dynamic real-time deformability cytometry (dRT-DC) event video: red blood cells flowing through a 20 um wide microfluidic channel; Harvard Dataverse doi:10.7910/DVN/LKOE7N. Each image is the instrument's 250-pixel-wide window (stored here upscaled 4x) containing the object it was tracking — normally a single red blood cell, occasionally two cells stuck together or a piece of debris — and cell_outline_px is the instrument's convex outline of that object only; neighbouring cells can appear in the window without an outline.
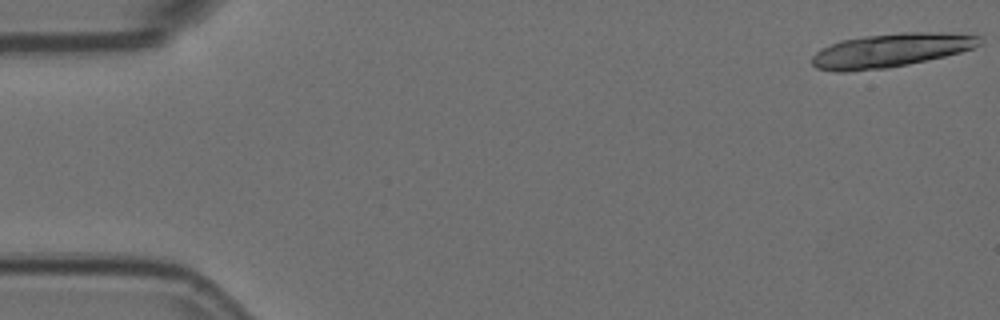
{"species": "Egyptian fruit bat (a non-hibernating species)", "species_latin": "Rousettus aegyptiacus", "temperature_condition": "room temperature", "stored_images_in_passage": 8, "camera_frame_rate_fps": 3000, "um_per_image_px": 0.085, "animal": {"sex": "female"}, "frame": {"image": 1, "passage_image": 1, "time_ms": 0.0, "image_size_px": [1000, 320], "cell_outline_px": [[984, 40], [980, 44], [972, 48], [960, 52], [944, 56], [908, 64], [888, 68], [844, 72], [840, 72], [816, 68], [812, 64], [812, 56], [820, 48], [840, 40], [864, 36], [900, 32], [948, 32], [984, 36]], "centroid_in_image_um": [75.73, 4.26], "position_along_channel_um": 9.3, "area_um2": 33.23}}
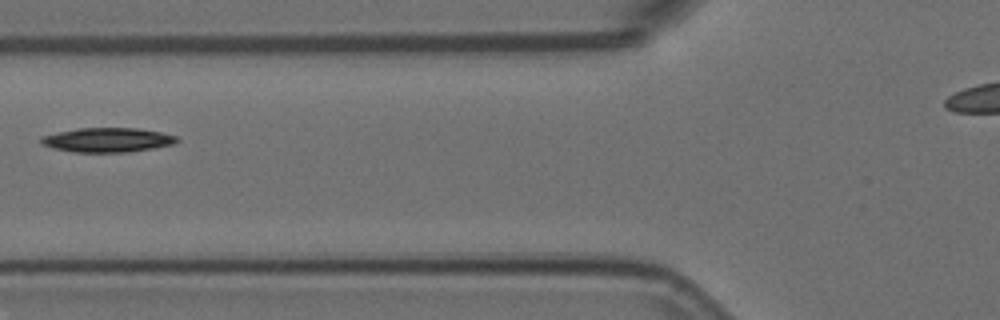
{"frame": {"image": 2, "passage_image": 7, "time_ms": 2.0, "image_size_px": [1000, 320], "cell_outline_px": [[180, 140], [172, 144], [152, 148], [128, 152], [76, 152], [52, 148], [40, 144], [40, 140], [44, 136], [76, 128], [136, 128], [160, 132], [176, 136]], "centroid_in_image_um": [9.13, 11.89], "position_along_channel_um": 116.7, "area_um2": 19.07}}
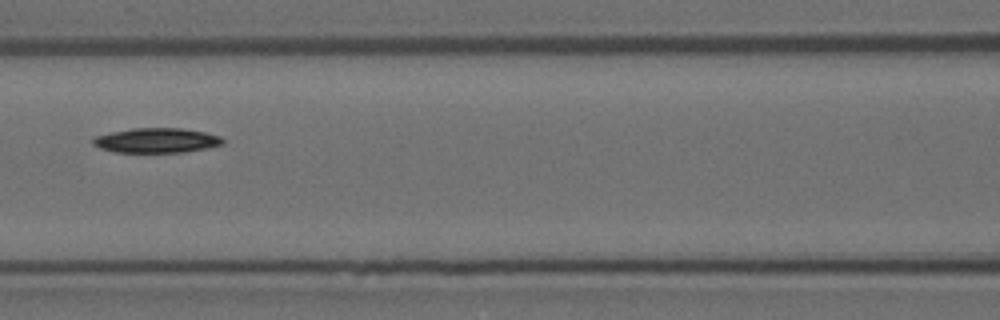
{"frame": {"image": 3, "passage_image": 8, "time_ms": 2.333, "image_size_px": [1000, 320], "cell_outline_px": [[224, 144], [208, 148], [184, 152], [116, 152], [100, 148], [92, 144], [92, 140], [96, 136], [112, 132], [132, 128], [180, 128], [204, 132], [220, 136], [224, 140]], "centroid_in_image_um": [13.32, 11.94], "position_along_channel_um": 153.3, "area_um2": 18.67}}